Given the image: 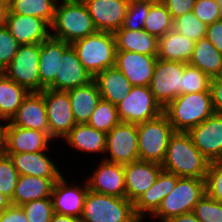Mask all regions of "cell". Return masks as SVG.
I'll use <instances>...</instances> for the list:
<instances>
[{"label": "cell", "instance_id": "2", "mask_svg": "<svg viewBox=\"0 0 222 222\" xmlns=\"http://www.w3.org/2000/svg\"><path fill=\"white\" fill-rule=\"evenodd\" d=\"M175 132H188L215 112L210 91L180 94L164 109Z\"/></svg>", "mask_w": 222, "mask_h": 222}, {"label": "cell", "instance_id": "49", "mask_svg": "<svg viewBox=\"0 0 222 222\" xmlns=\"http://www.w3.org/2000/svg\"><path fill=\"white\" fill-rule=\"evenodd\" d=\"M205 37L222 53V19L207 26Z\"/></svg>", "mask_w": 222, "mask_h": 222}, {"label": "cell", "instance_id": "19", "mask_svg": "<svg viewBox=\"0 0 222 222\" xmlns=\"http://www.w3.org/2000/svg\"><path fill=\"white\" fill-rule=\"evenodd\" d=\"M93 77L84 68L75 50L70 46L64 53L55 80L47 87L52 90L68 91L87 85Z\"/></svg>", "mask_w": 222, "mask_h": 222}, {"label": "cell", "instance_id": "46", "mask_svg": "<svg viewBox=\"0 0 222 222\" xmlns=\"http://www.w3.org/2000/svg\"><path fill=\"white\" fill-rule=\"evenodd\" d=\"M172 19L193 10L196 0H162Z\"/></svg>", "mask_w": 222, "mask_h": 222}, {"label": "cell", "instance_id": "18", "mask_svg": "<svg viewBox=\"0 0 222 222\" xmlns=\"http://www.w3.org/2000/svg\"><path fill=\"white\" fill-rule=\"evenodd\" d=\"M90 191L126 197L124 165L111 163L102 159L94 174L86 180Z\"/></svg>", "mask_w": 222, "mask_h": 222}, {"label": "cell", "instance_id": "11", "mask_svg": "<svg viewBox=\"0 0 222 222\" xmlns=\"http://www.w3.org/2000/svg\"><path fill=\"white\" fill-rule=\"evenodd\" d=\"M110 158L103 160L126 165L139 161L137 124L120 122L106 134V150Z\"/></svg>", "mask_w": 222, "mask_h": 222}, {"label": "cell", "instance_id": "41", "mask_svg": "<svg viewBox=\"0 0 222 222\" xmlns=\"http://www.w3.org/2000/svg\"><path fill=\"white\" fill-rule=\"evenodd\" d=\"M192 213L201 222H222V203L205 193L194 206Z\"/></svg>", "mask_w": 222, "mask_h": 222}, {"label": "cell", "instance_id": "38", "mask_svg": "<svg viewBox=\"0 0 222 222\" xmlns=\"http://www.w3.org/2000/svg\"><path fill=\"white\" fill-rule=\"evenodd\" d=\"M211 78L197 67L185 64L182 78V94L210 91Z\"/></svg>", "mask_w": 222, "mask_h": 222}, {"label": "cell", "instance_id": "30", "mask_svg": "<svg viewBox=\"0 0 222 222\" xmlns=\"http://www.w3.org/2000/svg\"><path fill=\"white\" fill-rule=\"evenodd\" d=\"M195 42L173 29L158 39V59L188 63Z\"/></svg>", "mask_w": 222, "mask_h": 222}, {"label": "cell", "instance_id": "14", "mask_svg": "<svg viewBox=\"0 0 222 222\" xmlns=\"http://www.w3.org/2000/svg\"><path fill=\"white\" fill-rule=\"evenodd\" d=\"M98 31L114 33L123 26L129 0H82Z\"/></svg>", "mask_w": 222, "mask_h": 222}, {"label": "cell", "instance_id": "12", "mask_svg": "<svg viewBox=\"0 0 222 222\" xmlns=\"http://www.w3.org/2000/svg\"><path fill=\"white\" fill-rule=\"evenodd\" d=\"M40 93L46 104L49 136L64 138L76 125L68 92L45 88Z\"/></svg>", "mask_w": 222, "mask_h": 222}, {"label": "cell", "instance_id": "52", "mask_svg": "<svg viewBox=\"0 0 222 222\" xmlns=\"http://www.w3.org/2000/svg\"><path fill=\"white\" fill-rule=\"evenodd\" d=\"M51 222H82L81 218L70 216V215H62L58 213H53Z\"/></svg>", "mask_w": 222, "mask_h": 222}, {"label": "cell", "instance_id": "15", "mask_svg": "<svg viewBox=\"0 0 222 222\" xmlns=\"http://www.w3.org/2000/svg\"><path fill=\"white\" fill-rule=\"evenodd\" d=\"M157 56L116 51L115 67L120 70L132 86H149Z\"/></svg>", "mask_w": 222, "mask_h": 222}, {"label": "cell", "instance_id": "22", "mask_svg": "<svg viewBox=\"0 0 222 222\" xmlns=\"http://www.w3.org/2000/svg\"><path fill=\"white\" fill-rule=\"evenodd\" d=\"M179 178L174 173L162 170L154 184L133 203L136 217L141 221L145 213L153 215Z\"/></svg>", "mask_w": 222, "mask_h": 222}, {"label": "cell", "instance_id": "8", "mask_svg": "<svg viewBox=\"0 0 222 222\" xmlns=\"http://www.w3.org/2000/svg\"><path fill=\"white\" fill-rule=\"evenodd\" d=\"M40 52L41 44L20 45L2 73L29 92H42L45 88L39 78Z\"/></svg>", "mask_w": 222, "mask_h": 222}, {"label": "cell", "instance_id": "36", "mask_svg": "<svg viewBox=\"0 0 222 222\" xmlns=\"http://www.w3.org/2000/svg\"><path fill=\"white\" fill-rule=\"evenodd\" d=\"M121 121L118 117L117 107L109 101L100 99L95 110L87 122L92 128L105 132L106 134Z\"/></svg>", "mask_w": 222, "mask_h": 222}, {"label": "cell", "instance_id": "31", "mask_svg": "<svg viewBox=\"0 0 222 222\" xmlns=\"http://www.w3.org/2000/svg\"><path fill=\"white\" fill-rule=\"evenodd\" d=\"M188 64L197 67L210 78L222 76V53L206 37L195 42Z\"/></svg>", "mask_w": 222, "mask_h": 222}, {"label": "cell", "instance_id": "44", "mask_svg": "<svg viewBox=\"0 0 222 222\" xmlns=\"http://www.w3.org/2000/svg\"><path fill=\"white\" fill-rule=\"evenodd\" d=\"M205 188L207 195L222 203V161L210 163Z\"/></svg>", "mask_w": 222, "mask_h": 222}, {"label": "cell", "instance_id": "47", "mask_svg": "<svg viewBox=\"0 0 222 222\" xmlns=\"http://www.w3.org/2000/svg\"><path fill=\"white\" fill-rule=\"evenodd\" d=\"M210 93L214 112L222 115V76L211 78Z\"/></svg>", "mask_w": 222, "mask_h": 222}, {"label": "cell", "instance_id": "43", "mask_svg": "<svg viewBox=\"0 0 222 222\" xmlns=\"http://www.w3.org/2000/svg\"><path fill=\"white\" fill-rule=\"evenodd\" d=\"M192 12L207 26L222 19L218 0H196Z\"/></svg>", "mask_w": 222, "mask_h": 222}, {"label": "cell", "instance_id": "34", "mask_svg": "<svg viewBox=\"0 0 222 222\" xmlns=\"http://www.w3.org/2000/svg\"><path fill=\"white\" fill-rule=\"evenodd\" d=\"M57 0H11V13L31 15L45 20L50 26L55 18Z\"/></svg>", "mask_w": 222, "mask_h": 222}, {"label": "cell", "instance_id": "23", "mask_svg": "<svg viewBox=\"0 0 222 222\" xmlns=\"http://www.w3.org/2000/svg\"><path fill=\"white\" fill-rule=\"evenodd\" d=\"M50 140L46 132L20 128L10 122L7 127V153H37L46 151ZM49 142V143H48Z\"/></svg>", "mask_w": 222, "mask_h": 222}, {"label": "cell", "instance_id": "4", "mask_svg": "<svg viewBox=\"0 0 222 222\" xmlns=\"http://www.w3.org/2000/svg\"><path fill=\"white\" fill-rule=\"evenodd\" d=\"M80 62L94 78L100 71L115 66L116 42L112 32L97 31L70 44Z\"/></svg>", "mask_w": 222, "mask_h": 222}, {"label": "cell", "instance_id": "5", "mask_svg": "<svg viewBox=\"0 0 222 222\" xmlns=\"http://www.w3.org/2000/svg\"><path fill=\"white\" fill-rule=\"evenodd\" d=\"M82 222H142L134 204L126 197L100 194L88 190L81 215Z\"/></svg>", "mask_w": 222, "mask_h": 222}, {"label": "cell", "instance_id": "16", "mask_svg": "<svg viewBox=\"0 0 222 222\" xmlns=\"http://www.w3.org/2000/svg\"><path fill=\"white\" fill-rule=\"evenodd\" d=\"M5 26L20 45L41 44L51 36V26L45 20L9 10Z\"/></svg>", "mask_w": 222, "mask_h": 222}, {"label": "cell", "instance_id": "1", "mask_svg": "<svg viewBox=\"0 0 222 222\" xmlns=\"http://www.w3.org/2000/svg\"><path fill=\"white\" fill-rule=\"evenodd\" d=\"M210 163L187 132H174L161 165L163 170L178 177L205 179Z\"/></svg>", "mask_w": 222, "mask_h": 222}, {"label": "cell", "instance_id": "17", "mask_svg": "<svg viewBox=\"0 0 222 222\" xmlns=\"http://www.w3.org/2000/svg\"><path fill=\"white\" fill-rule=\"evenodd\" d=\"M162 165L136 161L124 165L126 198L134 203L157 180Z\"/></svg>", "mask_w": 222, "mask_h": 222}, {"label": "cell", "instance_id": "13", "mask_svg": "<svg viewBox=\"0 0 222 222\" xmlns=\"http://www.w3.org/2000/svg\"><path fill=\"white\" fill-rule=\"evenodd\" d=\"M187 133L210 162L222 161V115L214 113Z\"/></svg>", "mask_w": 222, "mask_h": 222}, {"label": "cell", "instance_id": "50", "mask_svg": "<svg viewBox=\"0 0 222 222\" xmlns=\"http://www.w3.org/2000/svg\"><path fill=\"white\" fill-rule=\"evenodd\" d=\"M7 127L0 124V157L7 155Z\"/></svg>", "mask_w": 222, "mask_h": 222}, {"label": "cell", "instance_id": "29", "mask_svg": "<svg viewBox=\"0 0 222 222\" xmlns=\"http://www.w3.org/2000/svg\"><path fill=\"white\" fill-rule=\"evenodd\" d=\"M117 51H129L149 56L158 55V39L145 30H127L121 27L114 33Z\"/></svg>", "mask_w": 222, "mask_h": 222}, {"label": "cell", "instance_id": "28", "mask_svg": "<svg viewBox=\"0 0 222 222\" xmlns=\"http://www.w3.org/2000/svg\"><path fill=\"white\" fill-rule=\"evenodd\" d=\"M67 92L76 124L87 123L101 99L96 82L92 80L87 85L70 89Z\"/></svg>", "mask_w": 222, "mask_h": 222}, {"label": "cell", "instance_id": "54", "mask_svg": "<svg viewBox=\"0 0 222 222\" xmlns=\"http://www.w3.org/2000/svg\"><path fill=\"white\" fill-rule=\"evenodd\" d=\"M11 205V200L0 192V212Z\"/></svg>", "mask_w": 222, "mask_h": 222}, {"label": "cell", "instance_id": "7", "mask_svg": "<svg viewBox=\"0 0 222 222\" xmlns=\"http://www.w3.org/2000/svg\"><path fill=\"white\" fill-rule=\"evenodd\" d=\"M205 193V179L180 177L174 189L161 201L153 217L165 222L174 216L191 213Z\"/></svg>", "mask_w": 222, "mask_h": 222}, {"label": "cell", "instance_id": "45", "mask_svg": "<svg viewBox=\"0 0 222 222\" xmlns=\"http://www.w3.org/2000/svg\"><path fill=\"white\" fill-rule=\"evenodd\" d=\"M20 44L6 26L0 27V72H2L18 51Z\"/></svg>", "mask_w": 222, "mask_h": 222}, {"label": "cell", "instance_id": "40", "mask_svg": "<svg viewBox=\"0 0 222 222\" xmlns=\"http://www.w3.org/2000/svg\"><path fill=\"white\" fill-rule=\"evenodd\" d=\"M28 222H51L53 203L51 198L37 199L21 205Z\"/></svg>", "mask_w": 222, "mask_h": 222}, {"label": "cell", "instance_id": "53", "mask_svg": "<svg viewBox=\"0 0 222 222\" xmlns=\"http://www.w3.org/2000/svg\"><path fill=\"white\" fill-rule=\"evenodd\" d=\"M8 5L0 3V27L5 26L8 14Z\"/></svg>", "mask_w": 222, "mask_h": 222}, {"label": "cell", "instance_id": "3", "mask_svg": "<svg viewBox=\"0 0 222 222\" xmlns=\"http://www.w3.org/2000/svg\"><path fill=\"white\" fill-rule=\"evenodd\" d=\"M52 28L55 32L51 37L70 44L98 31L82 0H62L60 5L57 2Z\"/></svg>", "mask_w": 222, "mask_h": 222}, {"label": "cell", "instance_id": "27", "mask_svg": "<svg viewBox=\"0 0 222 222\" xmlns=\"http://www.w3.org/2000/svg\"><path fill=\"white\" fill-rule=\"evenodd\" d=\"M93 80L96 82L101 99L114 105L121 103L133 87L123 73L115 66L100 71Z\"/></svg>", "mask_w": 222, "mask_h": 222}, {"label": "cell", "instance_id": "55", "mask_svg": "<svg viewBox=\"0 0 222 222\" xmlns=\"http://www.w3.org/2000/svg\"><path fill=\"white\" fill-rule=\"evenodd\" d=\"M11 0H0V3L7 4L9 6Z\"/></svg>", "mask_w": 222, "mask_h": 222}, {"label": "cell", "instance_id": "21", "mask_svg": "<svg viewBox=\"0 0 222 222\" xmlns=\"http://www.w3.org/2000/svg\"><path fill=\"white\" fill-rule=\"evenodd\" d=\"M9 122L20 128L41 130L49 135L43 95L40 92H30Z\"/></svg>", "mask_w": 222, "mask_h": 222}, {"label": "cell", "instance_id": "48", "mask_svg": "<svg viewBox=\"0 0 222 222\" xmlns=\"http://www.w3.org/2000/svg\"><path fill=\"white\" fill-rule=\"evenodd\" d=\"M0 222H28L21 206L10 205L0 212Z\"/></svg>", "mask_w": 222, "mask_h": 222}, {"label": "cell", "instance_id": "42", "mask_svg": "<svg viewBox=\"0 0 222 222\" xmlns=\"http://www.w3.org/2000/svg\"><path fill=\"white\" fill-rule=\"evenodd\" d=\"M19 173L9 155L0 157V192L12 200Z\"/></svg>", "mask_w": 222, "mask_h": 222}, {"label": "cell", "instance_id": "56", "mask_svg": "<svg viewBox=\"0 0 222 222\" xmlns=\"http://www.w3.org/2000/svg\"><path fill=\"white\" fill-rule=\"evenodd\" d=\"M218 2H219L220 11L222 13V0H218Z\"/></svg>", "mask_w": 222, "mask_h": 222}, {"label": "cell", "instance_id": "32", "mask_svg": "<svg viewBox=\"0 0 222 222\" xmlns=\"http://www.w3.org/2000/svg\"><path fill=\"white\" fill-rule=\"evenodd\" d=\"M64 139L70 146L83 152L105 153L106 150V133L92 128L87 123L76 124Z\"/></svg>", "mask_w": 222, "mask_h": 222}, {"label": "cell", "instance_id": "24", "mask_svg": "<svg viewBox=\"0 0 222 222\" xmlns=\"http://www.w3.org/2000/svg\"><path fill=\"white\" fill-rule=\"evenodd\" d=\"M19 175L42 178H60L62 174L50 158L40 151L37 153H7Z\"/></svg>", "mask_w": 222, "mask_h": 222}, {"label": "cell", "instance_id": "51", "mask_svg": "<svg viewBox=\"0 0 222 222\" xmlns=\"http://www.w3.org/2000/svg\"><path fill=\"white\" fill-rule=\"evenodd\" d=\"M165 222H201L192 212L169 218Z\"/></svg>", "mask_w": 222, "mask_h": 222}, {"label": "cell", "instance_id": "33", "mask_svg": "<svg viewBox=\"0 0 222 222\" xmlns=\"http://www.w3.org/2000/svg\"><path fill=\"white\" fill-rule=\"evenodd\" d=\"M30 92L0 72V120L10 121Z\"/></svg>", "mask_w": 222, "mask_h": 222}, {"label": "cell", "instance_id": "6", "mask_svg": "<svg viewBox=\"0 0 222 222\" xmlns=\"http://www.w3.org/2000/svg\"><path fill=\"white\" fill-rule=\"evenodd\" d=\"M174 132L164 113L137 124L139 160L162 164Z\"/></svg>", "mask_w": 222, "mask_h": 222}, {"label": "cell", "instance_id": "9", "mask_svg": "<svg viewBox=\"0 0 222 222\" xmlns=\"http://www.w3.org/2000/svg\"><path fill=\"white\" fill-rule=\"evenodd\" d=\"M116 107L119 120L130 124L143 123L163 113L149 86H133Z\"/></svg>", "mask_w": 222, "mask_h": 222}, {"label": "cell", "instance_id": "20", "mask_svg": "<svg viewBox=\"0 0 222 222\" xmlns=\"http://www.w3.org/2000/svg\"><path fill=\"white\" fill-rule=\"evenodd\" d=\"M61 176L54 184L52 190L53 211L62 215H70L80 218L83 212L85 196L88 192L86 181L82 187L69 186Z\"/></svg>", "mask_w": 222, "mask_h": 222}, {"label": "cell", "instance_id": "35", "mask_svg": "<svg viewBox=\"0 0 222 222\" xmlns=\"http://www.w3.org/2000/svg\"><path fill=\"white\" fill-rule=\"evenodd\" d=\"M172 25L173 19L166 6L161 1H155L150 6L143 30L159 39L172 30Z\"/></svg>", "mask_w": 222, "mask_h": 222}, {"label": "cell", "instance_id": "25", "mask_svg": "<svg viewBox=\"0 0 222 222\" xmlns=\"http://www.w3.org/2000/svg\"><path fill=\"white\" fill-rule=\"evenodd\" d=\"M70 43L49 37L41 43L39 58L40 84L47 88L59 71L63 53L70 47Z\"/></svg>", "mask_w": 222, "mask_h": 222}, {"label": "cell", "instance_id": "10", "mask_svg": "<svg viewBox=\"0 0 222 222\" xmlns=\"http://www.w3.org/2000/svg\"><path fill=\"white\" fill-rule=\"evenodd\" d=\"M185 64L178 61L157 59L149 88L163 109L182 94Z\"/></svg>", "mask_w": 222, "mask_h": 222}, {"label": "cell", "instance_id": "37", "mask_svg": "<svg viewBox=\"0 0 222 222\" xmlns=\"http://www.w3.org/2000/svg\"><path fill=\"white\" fill-rule=\"evenodd\" d=\"M172 29L194 42L204 38L207 33V25L198 19L192 11L174 18Z\"/></svg>", "mask_w": 222, "mask_h": 222}, {"label": "cell", "instance_id": "26", "mask_svg": "<svg viewBox=\"0 0 222 222\" xmlns=\"http://www.w3.org/2000/svg\"><path fill=\"white\" fill-rule=\"evenodd\" d=\"M58 179L19 175L11 204L21 206L29 201L51 198L54 184Z\"/></svg>", "mask_w": 222, "mask_h": 222}, {"label": "cell", "instance_id": "39", "mask_svg": "<svg viewBox=\"0 0 222 222\" xmlns=\"http://www.w3.org/2000/svg\"><path fill=\"white\" fill-rule=\"evenodd\" d=\"M154 2L152 0H129L127 14L122 27L133 31L143 29L150 6Z\"/></svg>", "mask_w": 222, "mask_h": 222}]
</instances>
